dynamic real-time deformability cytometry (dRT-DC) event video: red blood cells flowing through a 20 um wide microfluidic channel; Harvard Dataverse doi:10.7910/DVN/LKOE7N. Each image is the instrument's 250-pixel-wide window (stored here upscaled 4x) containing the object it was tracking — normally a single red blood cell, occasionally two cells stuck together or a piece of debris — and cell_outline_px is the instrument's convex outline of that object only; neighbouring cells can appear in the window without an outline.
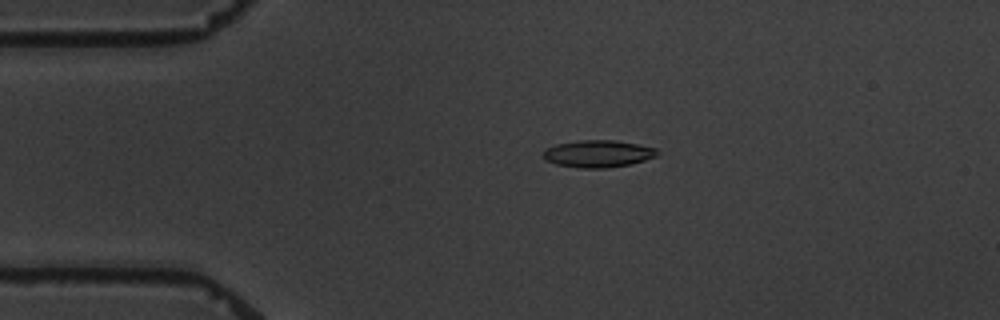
{"species": "common noctule bat (a hibernating species)", "species_latin": "Nyctalus noctula", "temperature_condition": "warm", "stored_images_in_passage": 5, "camera_frame_rate_fps": 3000, "um_per_image_px": 0.085, "animal": {"sex": "male", "body_mass_g": 19.5, "forearm_length_mm": 54.6}, "frame": {"image": 1, "passage_image": 4, "time_ms": 3.333, "image_size_px": [1000, 320], "cell_outline_px": [[660, 152], [656, 156], [632, 164], [608, 168], [580, 168], [556, 164], [544, 160], [544, 148], [556, 144], [580, 140], [616, 140], [656, 148]], "centroid_in_image_um": [50.83, 13.07], "position_along_channel_um": 34.2, "area_um2": 18.15}}